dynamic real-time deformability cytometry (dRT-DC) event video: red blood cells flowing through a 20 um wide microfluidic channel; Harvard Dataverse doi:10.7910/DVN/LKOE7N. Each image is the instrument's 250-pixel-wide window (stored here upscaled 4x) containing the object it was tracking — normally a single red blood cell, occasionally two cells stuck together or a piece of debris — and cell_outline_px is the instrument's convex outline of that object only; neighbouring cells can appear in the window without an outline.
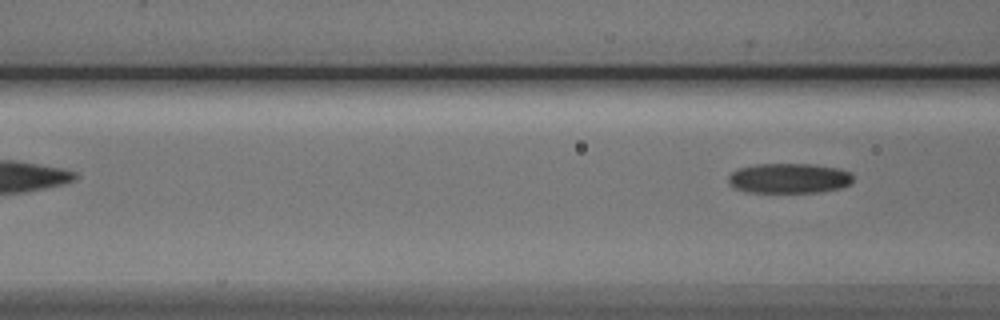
{"species": "Egyptian fruit bat (a non-hibernating species)", "species_latin": "Rousettus aegyptiacus", "temperature_condition": "cold", "stored_images_in_passage": 4, "camera_frame_rate_fps": 3000, "um_per_image_px": 0.085, "animal": {"sex": "male"}, "frame": {"image": 1, "passage_image": 4, "time_ms": 3.667, "image_size_px": [1000, 320], "cell_outline_px": [[852, 180], [848, 184], [840, 188], [820, 192], [748, 192], [736, 188], [728, 184], [728, 176], [736, 168], [756, 164], [812, 164], [840, 168], [848, 172], [852, 176]], "centroid_in_image_um": [67.03, 15.14], "position_along_channel_um": 99.6, "area_um2": 21.85}}